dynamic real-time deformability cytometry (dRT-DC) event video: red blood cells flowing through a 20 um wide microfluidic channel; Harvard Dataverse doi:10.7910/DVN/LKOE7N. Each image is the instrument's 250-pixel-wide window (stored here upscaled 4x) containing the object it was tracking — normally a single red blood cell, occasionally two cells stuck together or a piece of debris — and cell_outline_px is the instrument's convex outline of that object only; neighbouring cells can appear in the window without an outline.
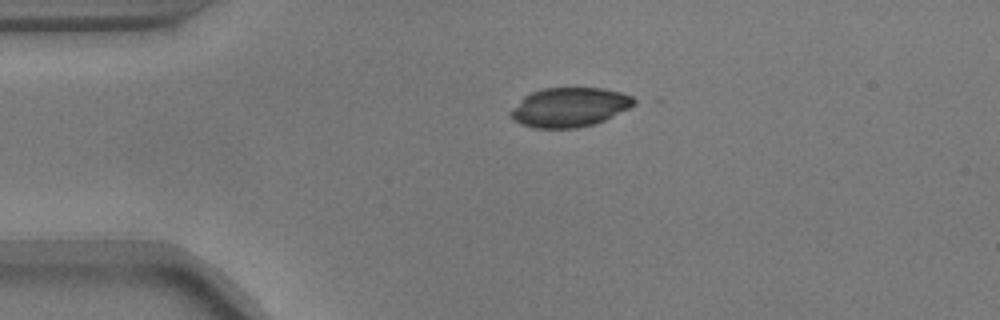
{"species": "common noctule bat (a hibernating species)", "species_latin": "Nyctalus noctula", "temperature_condition": "warm", "stored_images_in_passage": 34, "camera_frame_rate_fps": 3000, "um_per_image_px": 0.085, "animal": {"sex": "male", "body_mass_g": 17.9}, "frame": {"image": 1, "passage_image": 1, "time_ms": 0.0, "image_size_px": [1000, 320], "cell_outline_px": [[640, 100], [636, 104], [596, 124], [576, 128], [532, 128], [520, 124], [512, 120], [512, 108], [524, 96], [532, 92], [544, 88], [604, 88], [620, 92], [632, 96]], "centroid_in_image_um": [48.43, 9.12], "position_along_channel_um": 36.6, "area_um2": 28.32}}
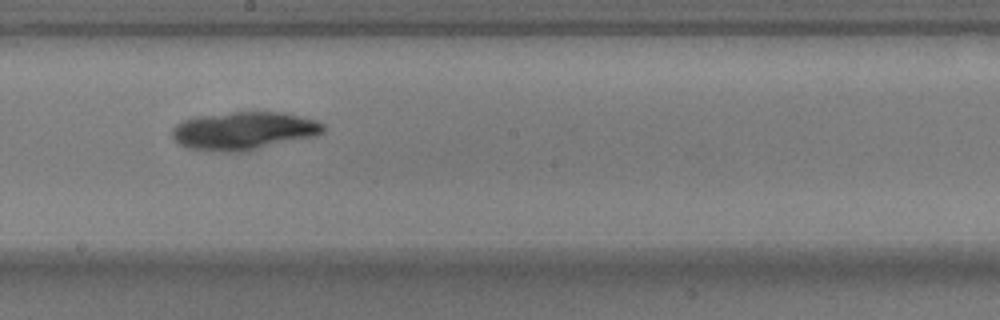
{"frame": {"image": 2, "passage_image": 19, "time_ms": 6.0, "image_size_px": [1000, 320], "cell_outline_px": [[324, 132], [316, 136], [244, 152], [224, 152], [188, 148], [180, 144], [172, 136], [172, 128], [176, 124], [192, 116], [232, 112], [284, 112], [316, 120], [324, 124]], "centroid_in_image_um": [20.73, 11.11], "position_along_channel_um": 227.5, "area_um2": 33.76}}
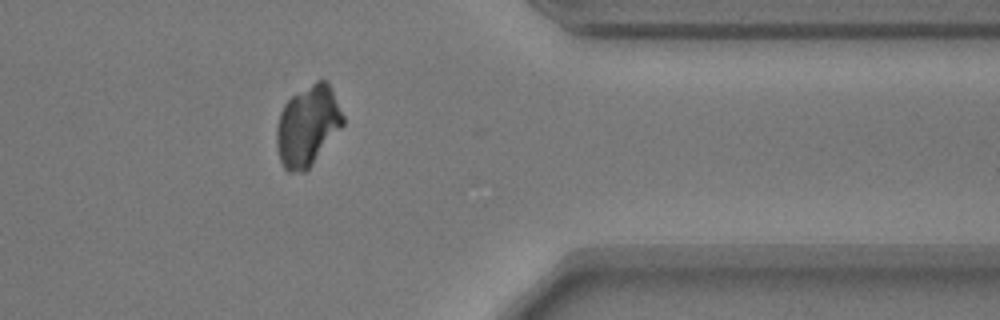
{"frame": {"image": 3, "passage_image": 33, "time_ms": 10.667, "image_size_px": [1000, 320], "cell_outline_px": [[344, 124], [308, 168], [304, 172], [288, 172], [284, 168], [280, 160], [276, 144], [276, 128], [280, 112], [284, 104], [292, 96], [316, 80], [328, 80], [344, 116]], "centroid_in_image_um": [26.14, 10.67], "position_along_channel_um": 385.3, "area_um2": 30.92}}